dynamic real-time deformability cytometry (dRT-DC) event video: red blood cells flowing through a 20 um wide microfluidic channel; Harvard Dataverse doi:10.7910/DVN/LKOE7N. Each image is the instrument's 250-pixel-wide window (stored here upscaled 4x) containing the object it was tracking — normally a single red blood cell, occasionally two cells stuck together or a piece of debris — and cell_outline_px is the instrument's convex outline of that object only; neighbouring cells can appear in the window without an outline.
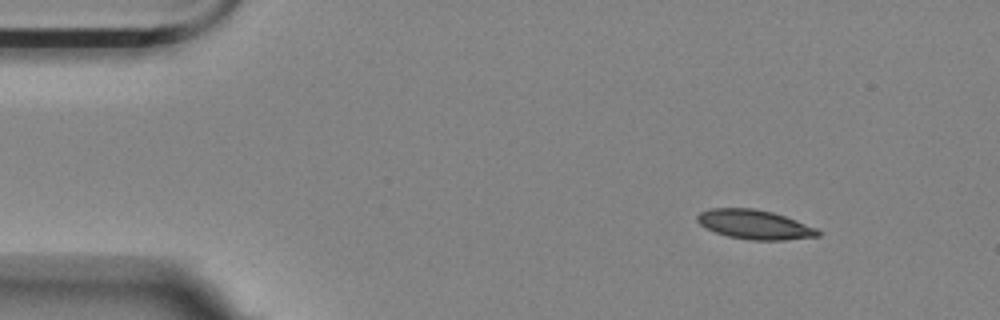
{"species": "Egyptian fruit bat (a non-hibernating species)", "species_latin": "Rousettus aegyptiacus", "temperature_condition": "room temperature", "stored_images_in_passage": 11, "camera_frame_rate_fps": 3000, "um_per_image_px": 0.085, "animal": {"sex": "female"}, "frame": {"image": 1, "passage_image": 1, "time_ms": 0.0, "image_size_px": [1000, 320], "cell_outline_px": [[820, 236], [784, 240], [752, 240], [728, 236], [716, 232], [700, 224], [696, 220], [696, 216], [700, 212], [708, 208], [752, 208], [772, 212], [796, 220], [816, 228], [820, 232]], "centroid_in_image_um": [64.13, 19.08], "position_along_channel_um": 20.9, "area_um2": 20.46}}
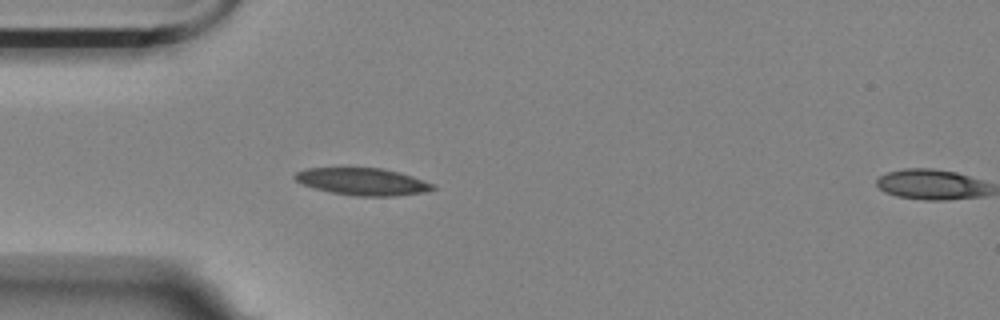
{"frame": {"image": 2, "passage_image": 10, "time_ms": 3.0, "image_size_px": [1000, 320], "cell_outline_px": [[436, 188], [424, 192], [392, 196], [356, 196], [332, 192], [316, 188], [304, 184], [296, 180], [292, 176], [296, 172], [304, 168], [380, 168], [400, 172], [436, 184]], "centroid_in_image_um": [30.85, 15.43], "position_along_channel_um": 54.2, "area_um2": 21.73}}